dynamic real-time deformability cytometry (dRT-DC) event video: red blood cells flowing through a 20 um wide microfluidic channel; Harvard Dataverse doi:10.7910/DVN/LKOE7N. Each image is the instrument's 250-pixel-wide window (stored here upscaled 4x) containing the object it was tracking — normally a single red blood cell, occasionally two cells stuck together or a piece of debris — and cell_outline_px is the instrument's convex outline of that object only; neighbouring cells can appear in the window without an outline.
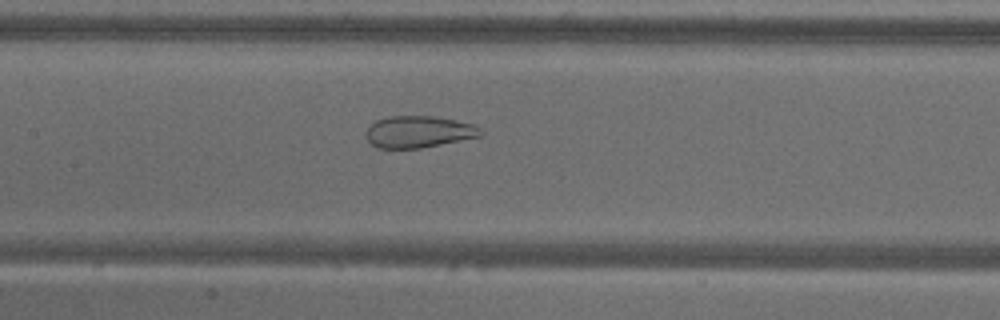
{"species": "common noctule bat (a hibernating species)", "species_latin": "Nyctalus noctula", "temperature_condition": "warm", "stored_images_in_passage": 53, "camera_frame_rate_fps": 3000, "um_per_image_px": 0.085, "animal": {"sex": "male", "body_mass_g": 18.8}, "frame": {"image": 1, "passage_image": 25, "time_ms": 8.0, "image_size_px": [1000, 320], "cell_outline_px": [[484, 136], [420, 148], [376, 148], [364, 136], [364, 132], [376, 120], [388, 116], [436, 116], [476, 124], [484, 132]], "centroid_in_image_um": [35.62, 11.2], "position_along_channel_um": 171.8, "area_um2": 21.56}}
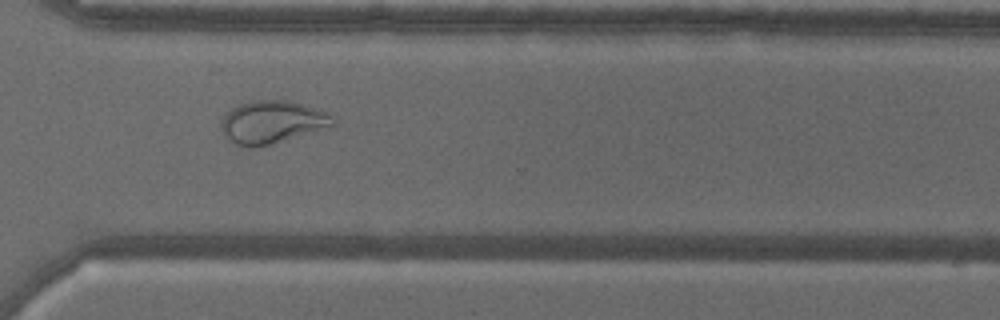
{"frame": {"image": 2, "passage_image": 39, "time_ms": 12.667, "image_size_px": [1000, 320], "cell_outline_px": [[336, 124], [260, 148], [248, 148], [236, 144], [228, 140], [220, 124], [220, 120], [232, 108], [240, 104], [252, 100], [284, 100], [316, 108], [328, 112], [336, 120]], "centroid_in_image_um": [23.11, 10.39], "position_along_channel_um": 347.5, "area_um2": 27.74}}
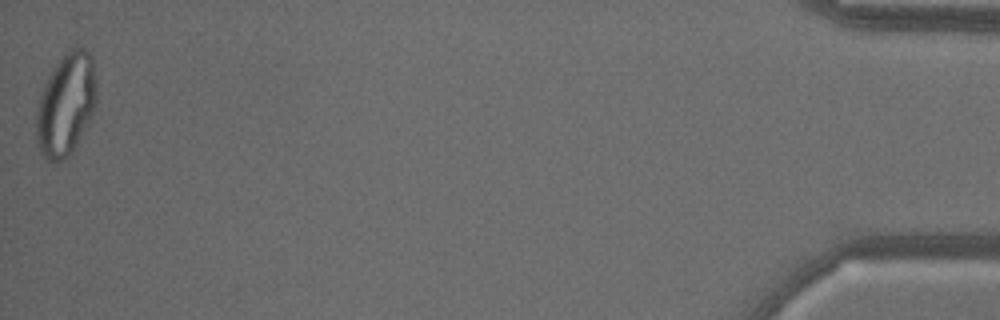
{"frame": {"image": 3, "passage_image": 53, "time_ms": 17.333, "image_size_px": [1000, 320], "cell_outline_px": [[96, 104], [88, 124], [68, 156], [60, 160], [48, 160], [40, 152], [36, 140], [36, 112], [40, 96], [44, 84], [52, 68], [72, 48], [84, 48], [92, 56], [96, 88]], "centroid_in_image_um": [5.6, 8.88], "position_along_channel_um": 429.6, "area_um2": 35.43}}